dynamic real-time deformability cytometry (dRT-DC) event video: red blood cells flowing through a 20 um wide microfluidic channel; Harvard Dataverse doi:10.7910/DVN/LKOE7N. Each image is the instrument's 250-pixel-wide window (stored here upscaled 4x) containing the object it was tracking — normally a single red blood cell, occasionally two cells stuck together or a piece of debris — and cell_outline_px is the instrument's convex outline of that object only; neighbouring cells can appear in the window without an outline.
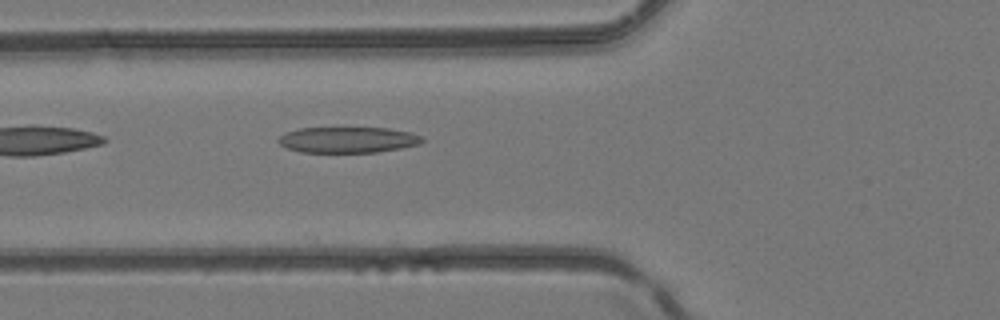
{"species": "common noctule bat (a hibernating species)", "species_latin": "Nyctalus noctula", "temperature_condition": "room temperature", "stored_images_in_passage": 5, "camera_frame_rate_fps": 3000, "um_per_image_px": 0.085, "animal": {"sex": "female", "body_mass_g": 24.6, "forearm_length_mm": 56.2}, "frame": {"image": 1, "passage_image": 5, "time_ms": 1.333, "image_size_px": [1000, 320], "cell_outline_px": [[424, 140], [420, 144], [400, 148], [376, 152], [300, 152], [288, 148], [280, 144], [276, 140], [284, 132], [300, 128], [388, 128], [412, 132], [424, 136]], "centroid_in_image_um": [29.59, 11.88], "position_along_channel_um": 96.2, "area_um2": 21.79}}